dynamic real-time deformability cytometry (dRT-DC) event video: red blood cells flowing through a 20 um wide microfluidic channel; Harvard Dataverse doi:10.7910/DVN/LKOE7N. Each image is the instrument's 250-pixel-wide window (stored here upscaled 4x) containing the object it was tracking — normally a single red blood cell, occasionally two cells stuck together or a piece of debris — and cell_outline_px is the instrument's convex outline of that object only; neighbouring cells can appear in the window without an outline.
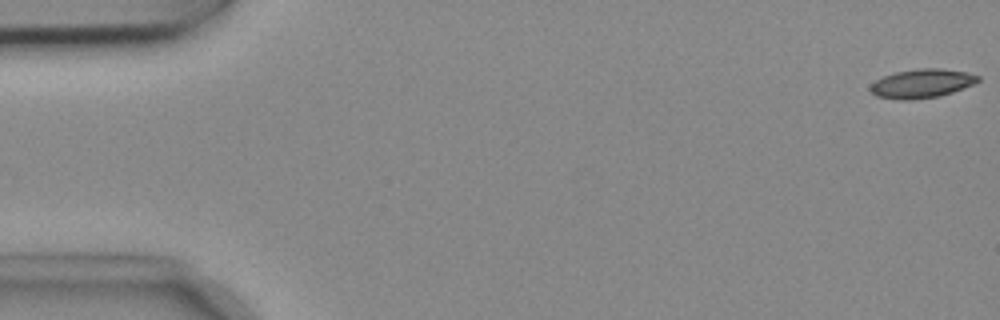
{"species": "common noctule bat (a hibernating species)", "species_latin": "Nyctalus noctula", "temperature_condition": "cold", "stored_images_in_passage": 54, "camera_frame_rate_fps": 3000, "um_per_image_px": 0.085, "animal": {"sex": "female", "body_mass_g": 18.4}, "frame": {"image": 1, "passage_image": 1, "time_ms": 0.0, "image_size_px": [1000, 320], "cell_outline_px": [[980, 80], [972, 84], [952, 92], [940, 96], [912, 100], [904, 100], [876, 96], [868, 88], [876, 80], [884, 76], [896, 72], [920, 68], [940, 68], [968, 72], [980, 76]], "centroid_in_image_um": [78.36, 7.09], "position_along_channel_um": 6.6, "area_um2": 18.03}}
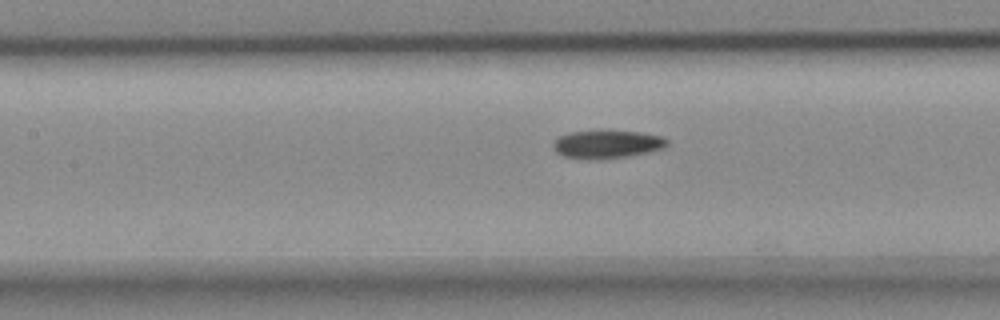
{"frame": {"image": 2, "passage_image": 24, "time_ms": 7.667, "image_size_px": [1000, 320], "cell_outline_px": [[668, 144], [664, 148], [648, 152], [628, 156], [600, 160], [584, 160], [564, 156], [556, 152], [552, 148], [552, 144], [560, 136], [568, 132], [640, 132], [660, 136], [668, 140]], "centroid_in_image_um": [51.57, 12.3], "position_along_channel_um": 155.8, "area_um2": 18.5}}
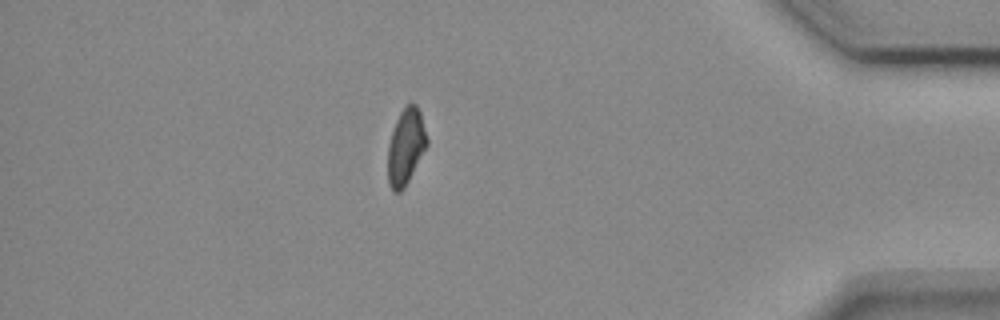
{"frame": {"image": 3, "passage_image": 47, "time_ms": 15.333, "image_size_px": [1000, 320], "cell_outline_px": [[428, 144], [404, 188], [400, 192], [392, 192], [388, 184], [388, 144], [396, 120], [400, 112], [408, 104], [416, 104], [420, 112], [428, 140]], "centroid_in_image_um": [34.48, 12.49], "position_along_channel_um": 400.7, "area_um2": 17.17}, "authors_computed_cell_mechanics": {"area_um2": 18.207, "velocity_mm_per_s": 3.7453, "shape_relaxation_time_tau1_ms": 8.7428, "shape_relaxation_time_tau2_ms": 5.6125, "deformation_change_tau1": 0.1697, "deformation_change_tau2": 0.1119}}